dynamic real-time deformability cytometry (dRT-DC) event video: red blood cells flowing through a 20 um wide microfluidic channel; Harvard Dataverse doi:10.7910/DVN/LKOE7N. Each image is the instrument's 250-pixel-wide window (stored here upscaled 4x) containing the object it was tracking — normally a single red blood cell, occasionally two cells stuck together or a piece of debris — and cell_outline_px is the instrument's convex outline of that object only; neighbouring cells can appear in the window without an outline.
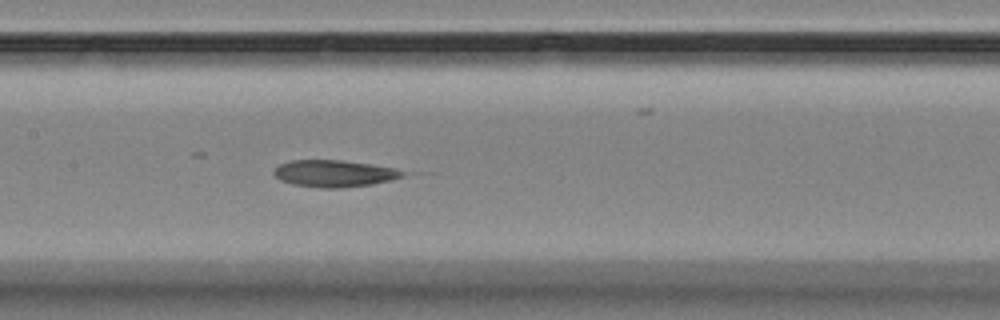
{"species": "Egyptian fruit bat (a non-hibernating species)", "species_latin": "Rousettus aegyptiacus", "temperature_condition": "room temperature", "stored_images_in_passage": 7, "camera_frame_rate_fps": 3000, "um_per_image_px": 0.085, "animal": {"sex": "female"}, "frame": {"image": 1, "passage_image": 7, "time_ms": 8.0, "image_size_px": [1000, 320], "cell_outline_px": [[436, 172], [372, 184], [340, 188], [320, 188], [292, 184], [280, 180], [272, 172], [280, 164], [292, 160], [340, 160]], "centroid_in_image_um": [28.87, 14.74], "position_along_channel_um": 178.5, "area_um2": 21.68}}